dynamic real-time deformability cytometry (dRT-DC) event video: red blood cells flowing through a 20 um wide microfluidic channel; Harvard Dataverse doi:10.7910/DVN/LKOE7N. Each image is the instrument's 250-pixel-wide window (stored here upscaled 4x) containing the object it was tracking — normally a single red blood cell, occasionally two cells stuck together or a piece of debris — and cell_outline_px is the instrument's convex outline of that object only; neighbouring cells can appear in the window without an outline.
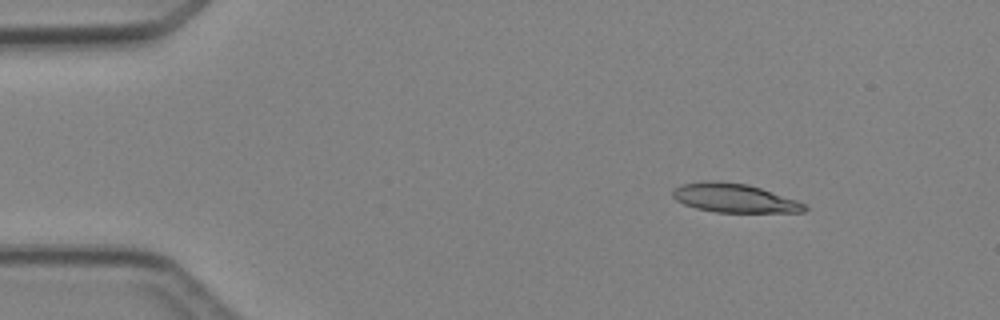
{"species": "Egyptian fruit bat (a non-hibernating species)", "species_latin": "Rousettus aegyptiacus", "temperature_condition": "cold", "stored_images_in_passage": 3, "camera_frame_rate_fps": 3000, "um_per_image_px": 0.085, "animal": {"sex": "female"}, "frame": {"image": 1, "passage_image": 1, "time_ms": 0.0, "image_size_px": [1000, 320], "cell_outline_px": [[808, 208], [804, 212], [716, 212], [696, 208], [684, 204], [676, 200], [672, 196], [672, 192], [680, 184], [712, 180], [748, 184], [796, 200], [804, 204]], "centroid_in_image_um": [62.39, 16.83], "position_along_channel_um": 22.6, "area_um2": 21.96}}